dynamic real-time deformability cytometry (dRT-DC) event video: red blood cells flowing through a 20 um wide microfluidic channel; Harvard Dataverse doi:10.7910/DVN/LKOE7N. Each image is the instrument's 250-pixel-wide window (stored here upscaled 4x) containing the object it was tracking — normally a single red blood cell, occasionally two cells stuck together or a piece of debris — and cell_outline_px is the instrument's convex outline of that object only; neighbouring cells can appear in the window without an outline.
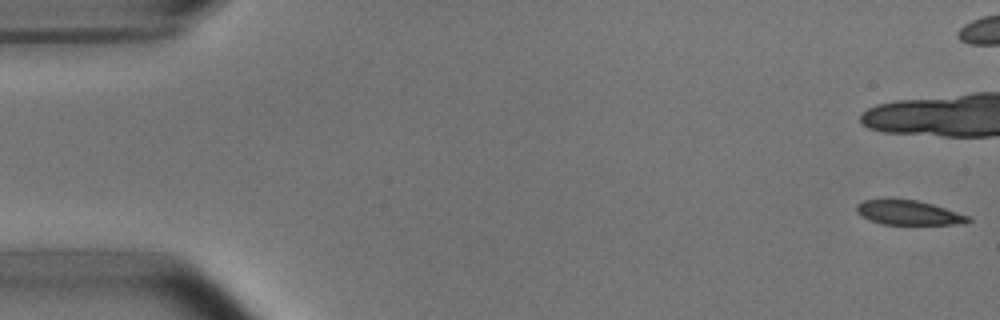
{"species": "common noctule bat (a hibernating species)", "species_latin": "Nyctalus noctula", "temperature_condition": "room temperature", "stored_images_in_passage": 13, "camera_frame_rate_fps": 3000, "um_per_image_px": 0.085, "animal": {"sex": "male", "body_mass_g": 15.6}, "frame": {"image": 1, "passage_image": 1, "time_ms": 0.0, "image_size_px": [1000, 320], "cell_outline_px": [[972, 220], [956, 224], [884, 224], [868, 220], [860, 216], [856, 212], [856, 204], [864, 200], [916, 200], [932, 204], [968, 216]], "centroid_in_image_um": [77.16, 18.08], "position_along_channel_um": 7.8, "area_um2": 15.55}}